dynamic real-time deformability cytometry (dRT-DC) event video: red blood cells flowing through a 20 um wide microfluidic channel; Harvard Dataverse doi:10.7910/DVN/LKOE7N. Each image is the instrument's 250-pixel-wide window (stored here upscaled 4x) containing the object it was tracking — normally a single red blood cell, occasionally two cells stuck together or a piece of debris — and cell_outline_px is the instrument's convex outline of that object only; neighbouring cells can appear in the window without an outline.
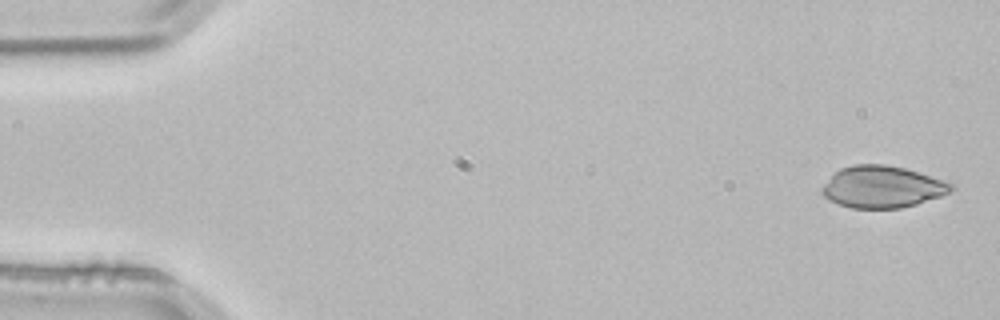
{"species": "common noctule bat (a hibernating species)", "species_latin": "Nyctalus noctula", "temperature_condition": "room temperature", "stored_images_in_passage": 3, "camera_frame_rate_fps": 3000, "um_per_image_px": 0.085, "animal": {"sex": "male", "body_mass_g": 21.5, "forearm_length_mm": 52.0}, "frame": {"image": 1, "passage_image": 1, "time_ms": 0.0, "image_size_px": [1000, 320], "cell_outline_px": [[956, 188], [940, 196], [916, 204], [900, 208], [852, 208], [828, 200], [820, 192], [820, 188], [840, 168], [856, 164], [884, 164], [904, 168], [952, 184]], "centroid_in_image_um": [74.94, 15.89], "position_along_channel_um": 10.1, "area_um2": 31.04}}